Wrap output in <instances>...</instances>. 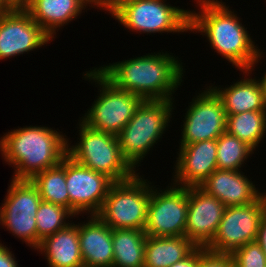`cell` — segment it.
<instances>
[{
	"label": "cell",
	"mask_w": 266,
	"mask_h": 267,
	"mask_svg": "<svg viewBox=\"0 0 266 267\" xmlns=\"http://www.w3.org/2000/svg\"><path fill=\"white\" fill-rule=\"evenodd\" d=\"M195 1L199 8L198 11L190 10L189 32L206 36L210 48L236 70L254 72L265 52L255 45L237 11H232L222 0Z\"/></svg>",
	"instance_id": "6da1fadb"
},
{
	"label": "cell",
	"mask_w": 266,
	"mask_h": 267,
	"mask_svg": "<svg viewBox=\"0 0 266 267\" xmlns=\"http://www.w3.org/2000/svg\"><path fill=\"white\" fill-rule=\"evenodd\" d=\"M171 54V55H170ZM163 52L125 59L96 67L117 88L143 100H174L185 78V67L178 56Z\"/></svg>",
	"instance_id": "7a4b0ae2"
},
{
	"label": "cell",
	"mask_w": 266,
	"mask_h": 267,
	"mask_svg": "<svg viewBox=\"0 0 266 267\" xmlns=\"http://www.w3.org/2000/svg\"><path fill=\"white\" fill-rule=\"evenodd\" d=\"M67 136L48 126H24L0 138L3 161L14 168L12 179L31 180L58 165L67 155Z\"/></svg>",
	"instance_id": "3957f363"
},
{
	"label": "cell",
	"mask_w": 266,
	"mask_h": 267,
	"mask_svg": "<svg viewBox=\"0 0 266 267\" xmlns=\"http://www.w3.org/2000/svg\"><path fill=\"white\" fill-rule=\"evenodd\" d=\"M174 103L170 100H143L127 125L116 135L123 157L137 173L145 156L154 150L168 130L172 112L176 110Z\"/></svg>",
	"instance_id": "277c9868"
},
{
	"label": "cell",
	"mask_w": 266,
	"mask_h": 267,
	"mask_svg": "<svg viewBox=\"0 0 266 267\" xmlns=\"http://www.w3.org/2000/svg\"><path fill=\"white\" fill-rule=\"evenodd\" d=\"M77 125V142L71 144L67 138L70 158L113 182L126 181L137 173L123 157L116 135L90 128L80 119Z\"/></svg>",
	"instance_id": "5b68a950"
},
{
	"label": "cell",
	"mask_w": 266,
	"mask_h": 267,
	"mask_svg": "<svg viewBox=\"0 0 266 267\" xmlns=\"http://www.w3.org/2000/svg\"><path fill=\"white\" fill-rule=\"evenodd\" d=\"M85 80L98 86L99 95L79 118L90 128L117 135L133 117L143 99L117 88L96 67L83 72Z\"/></svg>",
	"instance_id": "8992f818"
},
{
	"label": "cell",
	"mask_w": 266,
	"mask_h": 267,
	"mask_svg": "<svg viewBox=\"0 0 266 267\" xmlns=\"http://www.w3.org/2000/svg\"><path fill=\"white\" fill-rule=\"evenodd\" d=\"M136 173L132 178L114 182L97 216L112 230H144L148 204L151 198V181Z\"/></svg>",
	"instance_id": "52a82bcc"
},
{
	"label": "cell",
	"mask_w": 266,
	"mask_h": 267,
	"mask_svg": "<svg viewBox=\"0 0 266 267\" xmlns=\"http://www.w3.org/2000/svg\"><path fill=\"white\" fill-rule=\"evenodd\" d=\"M166 1L133 0L110 16L133 33H189L190 9L172 6Z\"/></svg>",
	"instance_id": "ba28073f"
},
{
	"label": "cell",
	"mask_w": 266,
	"mask_h": 267,
	"mask_svg": "<svg viewBox=\"0 0 266 267\" xmlns=\"http://www.w3.org/2000/svg\"><path fill=\"white\" fill-rule=\"evenodd\" d=\"M42 199L31 180L11 179L0 206V226L33 250L37 249L36 214Z\"/></svg>",
	"instance_id": "9c48e42d"
},
{
	"label": "cell",
	"mask_w": 266,
	"mask_h": 267,
	"mask_svg": "<svg viewBox=\"0 0 266 267\" xmlns=\"http://www.w3.org/2000/svg\"><path fill=\"white\" fill-rule=\"evenodd\" d=\"M151 182L148 204L146 236H184L188 213V187L169 183L165 189Z\"/></svg>",
	"instance_id": "30bf717a"
},
{
	"label": "cell",
	"mask_w": 266,
	"mask_h": 267,
	"mask_svg": "<svg viewBox=\"0 0 266 267\" xmlns=\"http://www.w3.org/2000/svg\"><path fill=\"white\" fill-rule=\"evenodd\" d=\"M266 214V191L249 204L226 207L218 231L207 250L232 254L249 242L257 241L259 224Z\"/></svg>",
	"instance_id": "8fae6325"
},
{
	"label": "cell",
	"mask_w": 266,
	"mask_h": 267,
	"mask_svg": "<svg viewBox=\"0 0 266 267\" xmlns=\"http://www.w3.org/2000/svg\"><path fill=\"white\" fill-rule=\"evenodd\" d=\"M204 89L186 107L180 145L217 139L226 131L227 114L222 100L207 84Z\"/></svg>",
	"instance_id": "7c38bea8"
},
{
	"label": "cell",
	"mask_w": 266,
	"mask_h": 267,
	"mask_svg": "<svg viewBox=\"0 0 266 267\" xmlns=\"http://www.w3.org/2000/svg\"><path fill=\"white\" fill-rule=\"evenodd\" d=\"M113 183L106 175L91 170L66 155V185L70 210L78 215L76 218L81 214L97 215Z\"/></svg>",
	"instance_id": "4fadbf2b"
},
{
	"label": "cell",
	"mask_w": 266,
	"mask_h": 267,
	"mask_svg": "<svg viewBox=\"0 0 266 267\" xmlns=\"http://www.w3.org/2000/svg\"><path fill=\"white\" fill-rule=\"evenodd\" d=\"M50 42L52 39L23 8L0 14V60L29 54Z\"/></svg>",
	"instance_id": "5bb4252c"
},
{
	"label": "cell",
	"mask_w": 266,
	"mask_h": 267,
	"mask_svg": "<svg viewBox=\"0 0 266 267\" xmlns=\"http://www.w3.org/2000/svg\"><path fill=\"white\" fill-rule=\"evenodd\" d=\"M226 206L199 186L188 187V213L184 236L196 247H207L219 228Z\"/></svg>",
	"instance_id": "9a60e30c"
},
{
	"label": "cell",
	"mask_w": 266,
	"mask_h": 267,
	"mask_svg": "<svg viewBox=\"0 0 266 267\" xmlns=\"http://www.w3.org/2000/svg\"><path fill=\"white\" fill-rule=\"evenodd\" d=\"M171 182L181 187L200 186L217 170V139L179 145Z\"/></svg>",
	"instance_id": "2e32d148"
},
{
	"label": "cell",
	"mask_w": 266,
	"mask_h": 267,
	"mask_svg": "<svg viewBox=\"0 0 266 267\" xmlns=\"http://www.w3.org/2000/svg\"><path fill=\"white\" fill-rule=\"evenodd\" d=\"M251 179L241 170L217 169L199 187L226 207L240 206L256 202L265 193Z\"/></svg>",
	"instance_id": "e0dca14e"
},
{
	"label": "cell",
	"mask_w": 266,
	"mask_h": 267,
	"mask_svg": "<svg viewBox=\"0 0 266 267\" xmlns=\"http://www.w3.org/2000/svg\"><path fill=\"white\" fill-rule=\"evenodd\" d=\"M88 217L86 222H79V243L83 264L87 267H112V229L97 215Z\"/></svg>",
	"instance_id": "ac0fdd59"
},
{
	"label": "cell",
	"mask_w": 266,
	"mask_h": 267,
	"mask_svg": "<svg viewBox=\"0 0 266 267\" xmlns=\"http://www.w3.org/2000/svg\"><path fill=\"white\" fill-rule=\"evenodd\" d=\"M88 6L84 0H29L23 9L53 40L62 26L80 17Z\"/></svg>",
	"instance_id": "d6986e66"
},
{
	"label": "cell",
	"mask_w": 266,
	"mask_h": 267,
	"mask_svg": "<svg viewBox=\"0 0 266 267\" xmlns=\"http://www.w3.org/2000/svg\"><path fill=\"white\" fill-rule=\"evenodd\" d=\"M243 72V79L232 82L229 86H216L208 84L209 87L222 100L224 110L227 115H234L248 111H266V103L260 84L255 76L249 70H240ZM248 76V77H247ZM222 87V88H221Z\"/></svg>",
	"instance_id": "ffe728a7"
},
{
	"label": "cell",
	"mask_w": 266,
	"mask_h": 267,
	"mask_svg": "<svg viewBox=\"0 0 266 267\" xmlns=\"http://www.w3.org/2000/svg\"><path fill=\"white\" fill-rule=\"evenodd\" d=\"M45 254L48 267H81L83 259L79 243V222L45 237L36 249Z\"/></svg>",
	"instance_id": "44dd1931"
},
{
	"label": "cell",
	"mask_w": 266,
	"mask_h": 267,
	"mask_svg": "<svg viewBox=\"0 0 266 267\" xmlns=\"http://www.w3.org/2000/svg\"><path fill=\"white\" fill-rule=\"evenodd\" d=\"M195 248L185 236H147L143 267H170L187 257Z\"/></svg>",
	"instance_id": "7402d4cb"
},
{
	"label": "cell",
	"mask_w": 266,
	"mask_h": 267,
	"mask_svg": "<svg viewBox=\"0 0 266 267\" xmlns=\"http://www.w3.org/2000/svg\"><path fill=\"white\" fill-rule=\"evenodd\" d=\"M146 233L137 229H113V266L143 267Z\"/></svg>",
	"instance_id": "603a6c76"
},
{
	"label": "cell",
	"mask_w": 266,
	"mask_h": 267,
	"mask_svg": "<svg viewBox=\"0 0 266 267\" xmlns=\"http://www.w3.org/2000/svg\"><path fill=\"white\" fill-rule=\"evenodd\" d=\"M31 182L38 188L43 201L58 204L70 210V198L66 185V156L58 165L36 174Z\"/></svg>",
	"instance_id": "cb8c5ba5"
},
{
	"label": "cell",
	"mask_w": 266,
	"mask_h": 267,
	"mask_svg": "<svg viewBox=\"0 0 266 267\" xmlns=\"http://www.w3.org/2000/svg\"><path fill=\"white\" fill-rule=\"evenodd\" d=\"M226 131L256 151L266 136V111L227 115Z\"/></svg>",
	"instance_id": "d4e9b609"
},
{
	"label": "cell",
	"mask_w": 266,
	"mask_h": 267,
	"mask_svg": "<svg viewBox=\"0 0 266 267\" xmlns=\"http://www.w3.org/2000/svg\"><path fill=\"white\" fill-rule=\"evenodd\" d=\"M254 150L227 131L217 138V169L240 171ZM241 168V169H240Z\"/></svg>",
	"instance_id": "484cf974"
},
{
	"label": "cell",
	"mask_w": 266,
	"mask_h": 267,
	"mask_svg": "<svg viewBox=\"0 0 266 267\" xmlns=\"http://www.w3.org/2000/svg\"><path fill=\"white\" fill-rule=\"evenodd\" d=\"M35 217L38 248L45 237L68 227L71 223H73V220H69L77 216L64 206L42 200L38 206Z\"/></svg>",
	"instance_id": "4316f807"
},
{
	"label": "cell",
	"mask_w": 266,
	"mask_h": 267,
	"mask_svg": "<svg viewBox=\"0 0 266 267\" xmlns=\"http://www.w3.org/2000/svg\"><path fill=\"white\" fill-rule=\"evenodd\" d=\"M235 267H266V256L257 241L244 244L232 254Z\"/></svg>",
	"instance_id": "83f0119b"
},
{
	"label": "cell",
	"mask_w": 266,
	"mask_h": 267,
	"mask_svg": "<svg viewBox=\"0 0 266 267\" xmlns=\"http://www.w3.org/2000/svg\"><path fill=\"white\" fill-rule=\"evenodd\" d=\"M197 267H235L231 254L216 253L205 247H198Z\"/></svg>",
	"instance_id": "f1b7e54d"
},
{
	"label": "cell",
	"mask_w": 266,
	"mask_h": 267,
	"mask_svg": "<svg viewBox=\"0 0 266 267\" xmlns=\"http://www.w3.org/2000/svg\"><path fill=\"white\" fill-rule=\"evenodd\" d=\"M133 0H93L92 8L102 9L109 14L115 13L122 5ZM99 7V8H98Z\"/></svg>",
	"instance_id": "f546056e"
},
{
	"label": "cell",
	"mask_w": 266,
	"mask_h": 267,
	"mask_svg": "<svg viewBox=\"0 0 266 267\" xmlns=\"http://www.w3.org/2000/svg\"><path fill=\"white\" fill-rule=\"evenodd\" d=\"M0 267H20L10 248L0 242Z\"/></svg>",
	"instance_id": "4dcf8cb0"
},
{
	"label": "cell",
	"mask_w": 266,
	"mask_h": 267,
	"mask_svg": "<svg viewBox=\"0 0 266 267\" xmlns=\"http://www.w3.org/2000/svg\"><path fill=\"white\" fill-rule=\"evenodd\" d=\"M198 247H196L187 257L171 265L170 267H197Z\"/></svg>",
	"instance_id": "1f68e13d"
},
{
	"label": "cell",
	"mask_w": 266,
	"mask_h": 267,
	"mask_svg": "<svg viewBox=\"0 0 266 267\" xmlns=\"http://www.w3.org/2000/svg\"><path fill=\"white\" fill-rule=\"evenodd\" d=\"M257 242L262 247L266 256V214L262 217L259 224Z\"/></svg>",
	"instance_id": "d6a6232c"
},
{
	"label": "cell",
	"mask_w": 266,
	"mask_h": 267,
	"mask_svg": "<svg viewBox=\"0 0 266 267\" xmlns=\"http://www.w3.org/2000/svg\"><path fill=\"white\" fill-rule=\"evenodd\" d=\"M16 8L8 0H0V14L14 11Z\"/></svg>",
	"instance_id": "836d02e7"
},
{
	"label": "cell",
	"mask_w": 266,
	"mask_h": 267,
	"mask_svg": "<svg viewBox=\"0 0 266 267\" xmlns=\"http://www.w3.org/2000/svg\"><path fill=\"white\" fill-rule=\"evenodd\" d=\"M264 74H262V76L258 77V82L260 84V87H261V91L263 93V97H264V101L266 103V72H263Z\"/></svg>",
	"instance_id": "e575fe53"
},
{
	"label": "cell",
	"mask_w": 266,
	"mask_h": 267,
	"mask_svg": "<svg viewBox=\"0 0 266 267\" xmlns=\"http://www.w3.org/2000/svg\"><path fill=\"white\" fill-rule=\"evenodd\" d=\"M15 8H24L29 0H8Z\"/></svg>",
	"instance_id": "d590c367"
},
{
	"label": "cell",
	"mask_w": 266,
	"mask_h": 267,
	"mask_svg": "<svg viewBox=\"0 0 266 267\" xmlns=\"http://www.w3.org/2000/svg\"><path fill=\"white\" fill-rule=\"evenodd\" d=\"M84 1L89 5V7L93 6V0H84Z\"/></svg>",
	"instance_id": "8d00e7d4"
}]
</instances>
